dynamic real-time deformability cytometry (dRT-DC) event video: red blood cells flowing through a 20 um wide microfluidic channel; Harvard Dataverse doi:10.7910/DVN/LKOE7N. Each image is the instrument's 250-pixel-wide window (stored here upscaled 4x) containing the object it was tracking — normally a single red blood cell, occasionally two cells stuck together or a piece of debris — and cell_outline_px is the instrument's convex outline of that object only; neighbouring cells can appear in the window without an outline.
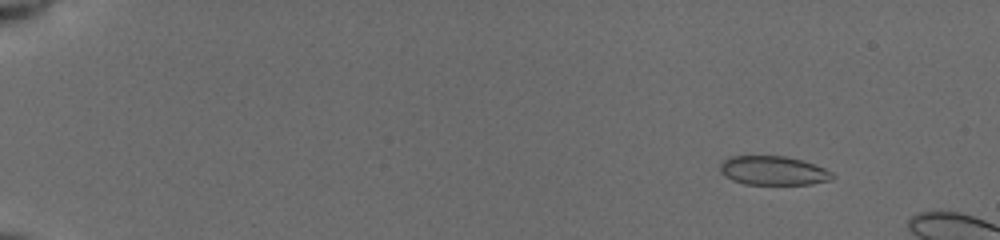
{"species": "common noctule bat (a hibernating species)", "species_latin": "Nyctalus noctula", "temperature_condition": "cold", "stored_images_in_passage": 9, "camera_frame_rate_fps": 3000, "um_per_image_px": 0.085, "animal": {"sex": "female", "body_mass_g": 19.5, "forearm_length_mm": 54.1}, "frame": {"image": 1, "passage_image": 1, "time_ms": 0.0, "image_size_px": [1000, 240], "cell_outline_px": [[836, 176], [832, 180], [812, 184], [744, 184], [732, 180], [724, 176], [720, 172], [720, 164], [724, 160], [732, 156], [784, 156], [800, 160], [824, 168], [832, 172]], "centroid_in_image_um": [65.73, 14.51], "position_along_channel_um": 19.3, "area_um2": 18.96}}